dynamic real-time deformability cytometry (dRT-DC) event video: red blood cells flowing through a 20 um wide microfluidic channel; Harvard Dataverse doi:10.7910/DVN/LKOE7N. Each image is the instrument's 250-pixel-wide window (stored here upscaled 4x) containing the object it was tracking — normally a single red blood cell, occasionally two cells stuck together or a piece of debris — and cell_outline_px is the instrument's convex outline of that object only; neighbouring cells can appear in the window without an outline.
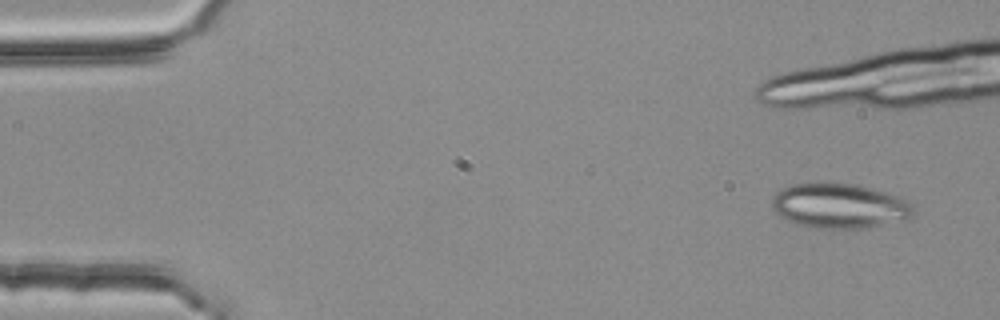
{"species": "common noctule bat (a hibernating species)", "species_latin": "Nyctalus noctula", "temperature_condition": "room temperature", "stored_images_in_passage": 6, "camera_frame_rate_fps": 3000, "um_per_image_px": 0.085, "animal": {"sex": "female", "body_mass_g": 25.1}, "frame": {"image": 1, "passage_image": 1, "time_ms": 0.0, "image_size_px": [1000, 320], "cell_outline_px": [[916, 212], [912, 216], [904, 220], [876, 228], [816, 228], [796, 224], [780, 216], [772, 208], [772, 196], [776, 192], [792, 184], [856, 184], [900, 196], [908, 200], [912, 204]], "centroid_in_image_um": [71.42, 17.53], "position_along_channel_um": 13.6, "area_um2": 37.17}}